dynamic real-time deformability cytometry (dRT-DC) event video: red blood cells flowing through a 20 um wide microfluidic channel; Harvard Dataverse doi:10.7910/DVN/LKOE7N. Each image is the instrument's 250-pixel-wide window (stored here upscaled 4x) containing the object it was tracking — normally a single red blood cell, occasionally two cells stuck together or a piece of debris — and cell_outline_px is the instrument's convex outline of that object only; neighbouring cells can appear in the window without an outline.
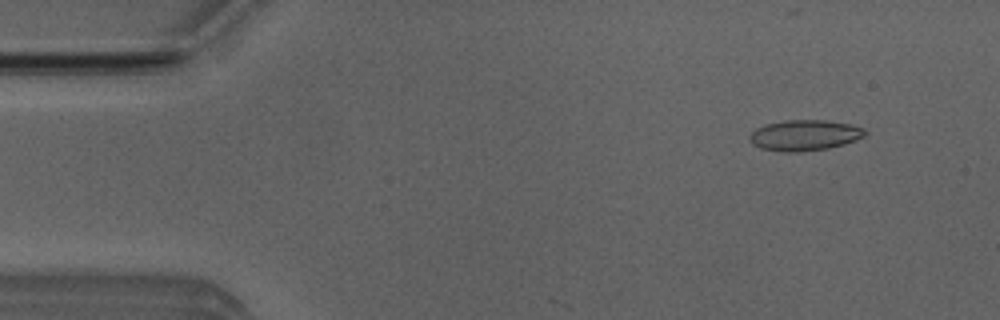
{"species": "Egyptian fruit bat (a non-hibernating species)", "species_latin": "Rousettus aegyptiacus", "temperature_condition": "room temperature", "stored_images_in_passage": 7, "camera_frame_rate_fps": 3000, "um_per_image_px": 0.085, "animal": {"sex": "male"}, "frame": {"image": 1, "passage_image": 5, "time_ms": 1.333, "image_size_px": [1000, 320], "cell_outline_px": [[868, 132], [864, 136], [856, 140], [844, 144], [828, 148], [800, 152], [784, 152], [760, 148], [752, 144], [748, 140], [748, 136], [756, 128], [764, 124], [784, 120], [824, 120], [852, 124], [864, 128]], "centroid_in_image_um": [68.37, 11.49], "position_along_channel_um": 16.6, "area_um2": 20.92}}